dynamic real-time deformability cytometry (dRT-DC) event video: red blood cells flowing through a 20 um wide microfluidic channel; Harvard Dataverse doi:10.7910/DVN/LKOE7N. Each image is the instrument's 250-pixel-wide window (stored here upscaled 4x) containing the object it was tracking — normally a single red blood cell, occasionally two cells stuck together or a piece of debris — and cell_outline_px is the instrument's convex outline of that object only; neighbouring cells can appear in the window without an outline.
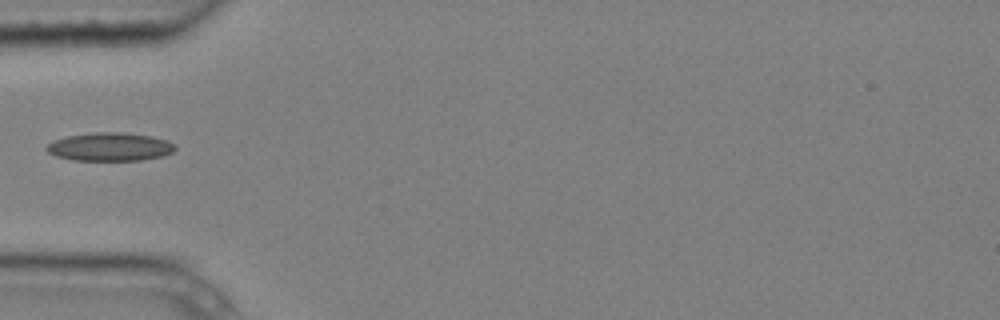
{"species": "common noctule bat (a hibernating species)", "species_latin": "Nyctalus noctula", "temperature_condition": "cold", "stored_images_in_passage": 1, "camera_frame_rate_fps": 3000, "um_per_image_px": 0.085, "animal": {"sex": "male", "body_mass_g": 20.4}, "frame": {"image": 1, "passage_image": 1, "time_ms": 0.0, "image_size_px": [1000, 320], "cell_outline_px": [[176, 148], [172, 152], [164, 156], [140, 160], [72, 160], [56, 156], [48, 152], [44, 148], [48, 144], [56, 140], [68, 136], [96, 132], [120, 132], [152, 136], [168, 140], [176, 144]], "centroid_in_image_um": [9.38, 12.48], "position_along_channel_um": 75.6, "area_um2": 21.21}}